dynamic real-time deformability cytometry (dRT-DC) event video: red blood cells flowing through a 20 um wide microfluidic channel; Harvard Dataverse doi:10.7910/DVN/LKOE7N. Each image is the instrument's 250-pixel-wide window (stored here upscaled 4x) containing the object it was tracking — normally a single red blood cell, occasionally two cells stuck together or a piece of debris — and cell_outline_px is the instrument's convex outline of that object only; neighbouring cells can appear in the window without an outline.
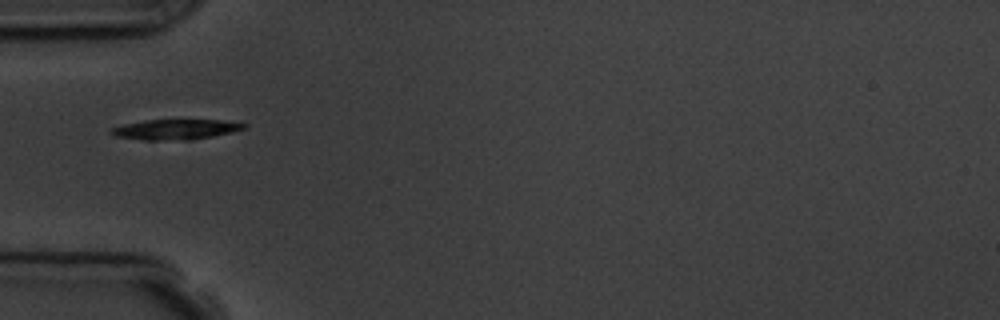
{"species": "common noctule bat (a hibernating species)", "species_latin": "Nyctalus noctula", "temperature_condition": "room temperature", "stored_images_in_passage": 7, "camera_frame_rate_fps": 3000, "um_per_image_px": 0.085, "animal": {"sex": "male", "body_mass_g": 19.5, "forearm_length_mm": 54.6}, "frame": {"image": 1, "passage_image": 6, "time_ms": 5.667, "image_size_px": [1000, 320], "cell_outline_px": [[248, 124], [244, 128], [232, 132], [192, 140], [144, 140], [116, 136], [108, 132], [112, 128], [124, 124], [148, 120], [220, 120]], "centroid_in_image_um": [14.91, 11.0], "position_along_channel_um": 70.1, "area_um2": 15.49}}